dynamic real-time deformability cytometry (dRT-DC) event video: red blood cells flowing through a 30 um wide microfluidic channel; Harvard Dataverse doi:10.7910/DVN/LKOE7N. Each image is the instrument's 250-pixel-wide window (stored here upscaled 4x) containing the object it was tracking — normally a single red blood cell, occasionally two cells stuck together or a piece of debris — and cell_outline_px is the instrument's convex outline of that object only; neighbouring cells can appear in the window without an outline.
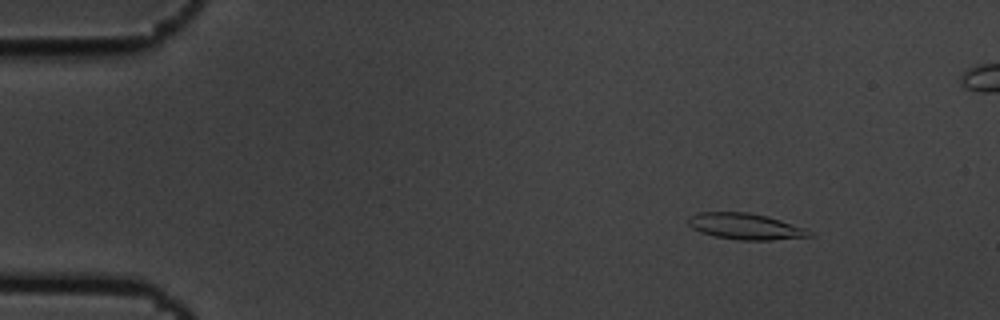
{"species": "common noctule bat (a hibernating species)", "species_latin": "Nyctalus noctula", "temperature_condition": "cold", "stored_images_in_passage": 5, "camera_frame_rate_fps": 3000, "um_per_image_px": 0.085, "animal": {"sex": "male", "body_mass_g": 19.5, "forearm_length_mm": 54.6}, "frame": {"image": 1, "passage_image": 2, "time_ms": 0.333, "image_size_px": [1000, 320], "cell_outline_px": [[816, 236], [772, 240], [736, 240], [716, 236], [700, 232], [692, 228], [688, 224], [688, 216], [696, 212], [748, 212], [768, 216], [804, 228], [812, 232]], "centroid_in_image_um": [63.35, 19.24], "position_along_channel_um": 21.7, "area_um2": 18.61}}
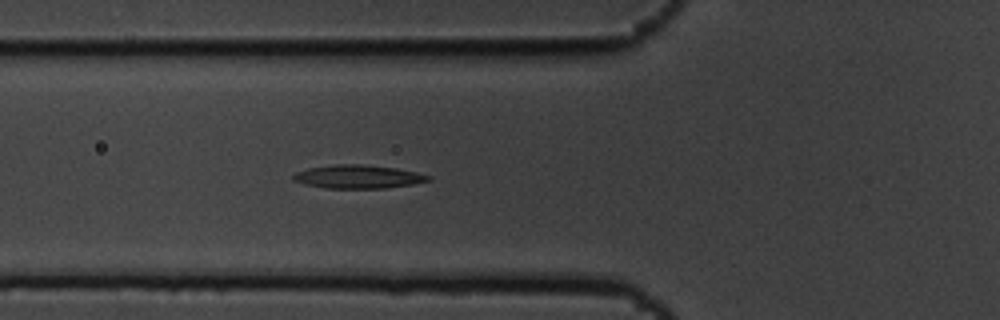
{"frame": {"image": 2, "passage_image": 5, "time_ms": 1.333, "image_size_px": [1000, 320], "cell_outline_px": [[432, 180], [412, 184], [384, 188], [328, 188], [304, 184], [292, 180], [292, 176], [296, 172], [308, 168], [336, 164], [360, 164], [396, 168], [416, 172], [432, 176]], "centroid_in_image_um": [30.44, 15.01], "position_along_channel_um": 95.4, "area_um2": 18.38}}